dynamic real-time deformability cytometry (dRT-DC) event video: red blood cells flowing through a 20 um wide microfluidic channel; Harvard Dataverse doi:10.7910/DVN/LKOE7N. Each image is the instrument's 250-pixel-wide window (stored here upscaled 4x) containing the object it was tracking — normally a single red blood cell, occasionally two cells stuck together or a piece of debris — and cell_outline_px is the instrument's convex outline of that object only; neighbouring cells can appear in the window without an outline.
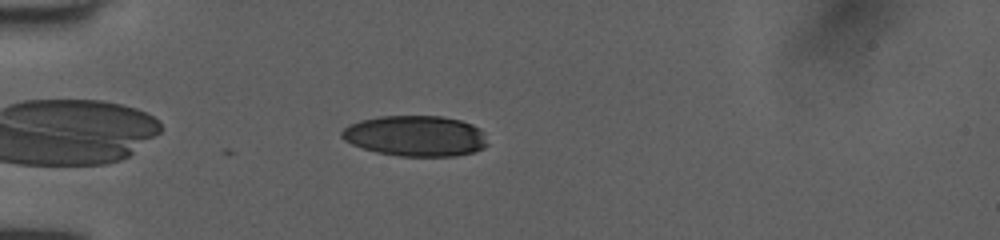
{"species": "human", "species_latin": "Homo sapiens", "temperature_condition": "room temperature", "stored_images_in_passage": 40, "camera_frame_rate_fps": 3000, "um_per_image_px": 0.085, "donor": {"sex": "female"}, "frame": {"image": 1, "passage_image": 4, "time_ms": 1.0, "image_size_px": [1000, 240], "cell_outline_px": [[488, 144], [484, 148], [472, 152], [456, 156], [400, 156], [376, 152], [352, 144], [344, 140], [340, 136], [340, 132], [348, 124], [360, 120], [380, 116], [444, 116], [460, 120], [472, 124], [480, 128], [484, 132]], "centroid_in_image_um": [35.32, 11.55], "position_along_channel_um": 49.7, "area_um2": 34.8}}
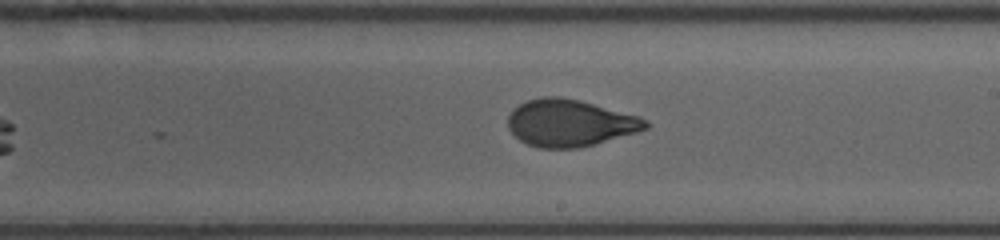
{"frame": {"image": 2, "passage_image": 20, "time_ms": 6.333, "image_size_px": [1000, 240], "cell_outline_px": [[652, 124], [648, 128], [636, 132], [592, 144], [576, 148], [540, 148], [528, 144], [520, 140], [508, 128], [508, 116], [520, 104], [528, 100], [540, 96], [560, 96], [580, 100], [636, 116], [648, 120]], "centroid_in_image_um": [48.43, 10.44], "position_along_channel_um": 240.6, "area_um2": 37.22}}
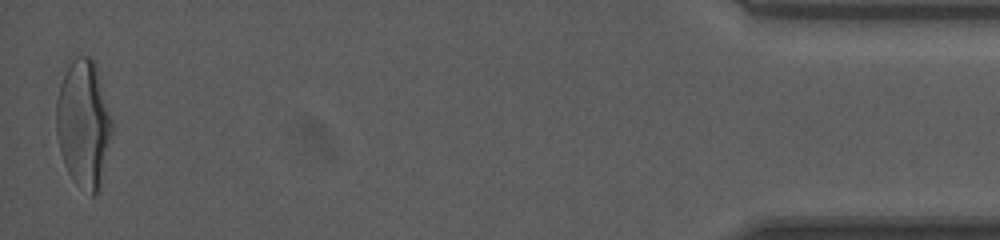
{"frame": {"image": 3, "passage_image": 40, "time_ms": 13.0, "image_size_px": [1000, 240], "cell_outline_px": [[112, 132], [100, 188], [92, 196], [76, 184], [72, 180], [64, 164], [60, 152], [56, 132], [56, 100], [60, 84], [68, 68], [76, 56], [92, 56], [96, 64], [112, 116]], "centroid_in_image_um": [7.11, 10.52], "position_along_channel_um": 428.1, "area_um2": 41.56}, "authors_computed_cell_mechanics": {"area_um2": 38.0324, "velocity_mm_per_s": 4.0283, "shape_relaxation_time_tau1_ms": 3.3727, "shape_relaxation_time_tau2_ms": 0.7577, "deformation_change_tau1": 0.1612, "deformation_change_tau2": 0.0607}}